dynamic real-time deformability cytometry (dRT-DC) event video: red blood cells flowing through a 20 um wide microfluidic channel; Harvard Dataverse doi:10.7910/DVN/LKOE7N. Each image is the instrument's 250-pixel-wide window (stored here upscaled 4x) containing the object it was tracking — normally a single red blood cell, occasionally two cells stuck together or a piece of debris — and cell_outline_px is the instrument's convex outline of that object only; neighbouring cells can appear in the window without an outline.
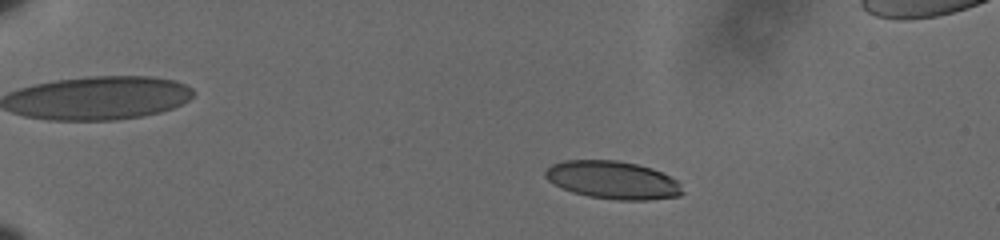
{"species": "human", "species_latin": "Homo sapiens", "temperature_condition": "cold", "stored_images_in_passage": 7, "camera_frame_rate_fps": 3000, "um_per_image_px": 0.085, "donor": {"sex": "male"}, "frame": {"image": 1, "passage_image": 2, "time_ms": 0.333, "image_size_px": [1000, 240], "cell_outline_px": [[684, 192], [680, 196], [648, 200], [616, 200], [588, 196], [572, 192], [548, 180], [544, 176], [544, 172], [552, 164], [564, 160], [616, 160], [636, 164], [652, 168], [676, 180]], "centroid_in_image_um": [52.08, 15.3], "position_along_channel_um": 32.9, "area_um2": 30.11}}
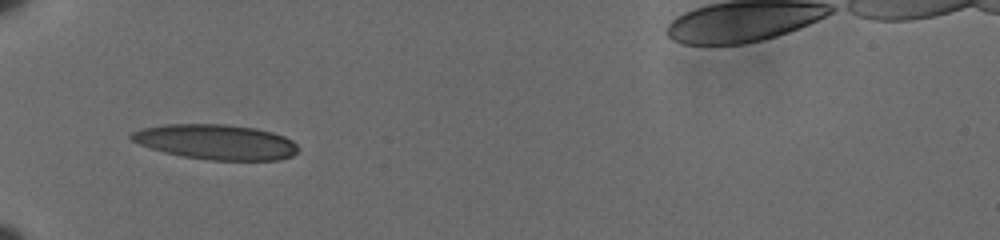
{"frame": {"image": 2, "passage_image": 6, "time_ms": 1.667, "image_size_px": [1000, 240], "cell_outline_px": [[300, 148], [292, 156], [280, 160], [208, 160], [184, 156], [164, 152], [140, 144], [132, 140], [128, 136], [132, 132], [144, 128], [164, 124], [228, 124], [256, 128], [272, 132], [284, 136], [292, 140]], "centroid_in_image_um": [18.39, 12.06], "position_along_channel_um": 66.6, "area_um2": 34.1}}